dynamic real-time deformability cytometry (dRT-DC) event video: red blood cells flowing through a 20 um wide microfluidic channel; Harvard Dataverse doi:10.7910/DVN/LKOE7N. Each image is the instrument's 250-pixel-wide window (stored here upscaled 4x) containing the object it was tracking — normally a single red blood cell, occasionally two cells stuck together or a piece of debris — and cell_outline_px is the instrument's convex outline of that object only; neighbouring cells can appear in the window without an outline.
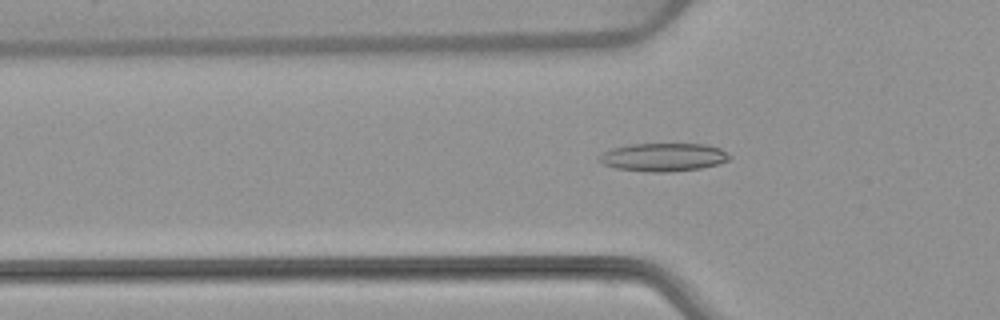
{"species": "common noctule bat (a hibernating species)", "species_latin": "Nyctalus noctula", "temperature_condition": "warm", "stored_images_in_passage": 53, "camera_frame_rate_fps": 3000, "um_per_image_px": 0.085, "animal": {"sex": "female", "body_mass_g": 22.7, "forearm_length_mm": 54.2}, "frame": {"image": 1, "passage_image": 18, "time_ms": 5.667, "image_size_px": [1000, 320], "cell_outline_px": [[732, 156], [728, 160], [720, 164], [700, 168], [668, 172], [648, 172], [616, 168], [600, 164], [596, 160], [604, 152], [612, 148], [632, 144], [704, 144], [720, 148]], "centroid_in_image_um": [56.38, 13.36], "position_along_channel_um": 69.4, "area_um2": 21.5}}
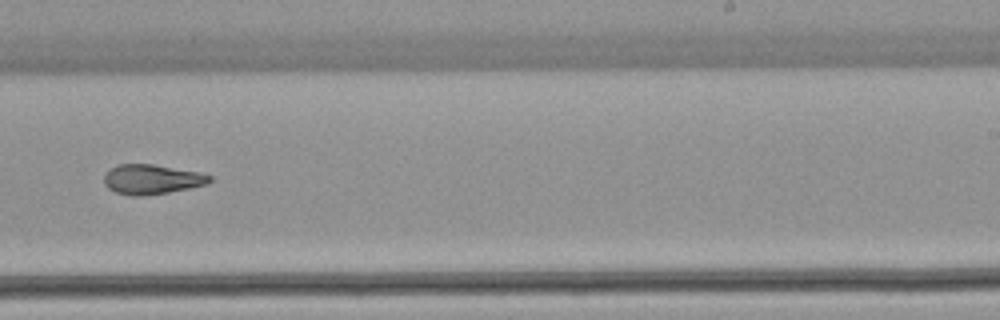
{"frame": {"image": 2, "passage_image": 34, "time_ms": 11.0, "image_size_px": [1000, 320], "cell_outline_px": [[212, 180], [208, 184], [168, 192], [144, 196], [132, 196], [116, 192], [108, 188], [104, 184], [104, 176], [116, 164], [152, 164], [200, 172], [212, 176]], "centroid_in_image_um": [12.91, 15.24], "position_along_channel_um": 276.1, "area_um2": 18.26}}
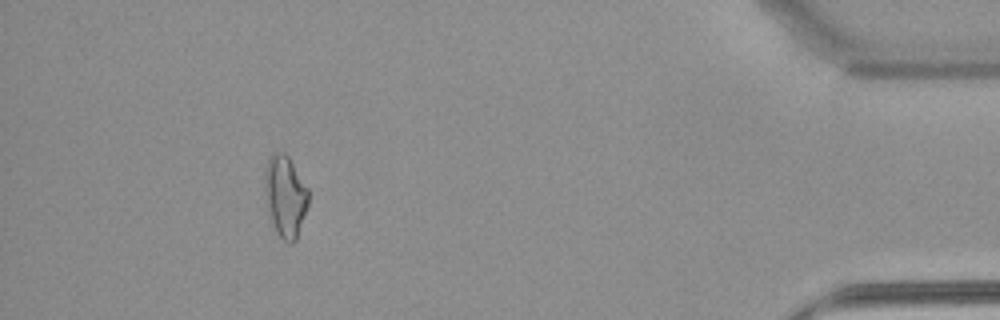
{"frame": {"image": 3, "passage_image": 49, "time_ms": 16.0, "image_size_px": [1000, 320], "cell_outline_px": [[308, 204], [296, 240], [292, 244], [288, 244], [276, 232], [268, 216], [264, 192], [264, 172], [268, 160], [276, 152], [284, 152], [288, 156], [308, 188]], "centroid_in_image_um": [24.22, 16.7], "position_along_channel_um": 411.0, "area_um2": 20.87}, "authors_computed_cell_mechanics": {"area_um2": 19.3052, "velocity_mm_per_s": 3.8725, "shape_relaxation_time_tau1_ms": null, "shape_relaxation_time_tau2_ms": 4.1177, "deformation_change_tau1": null, "deformation_change_tau2": 0.1409}}